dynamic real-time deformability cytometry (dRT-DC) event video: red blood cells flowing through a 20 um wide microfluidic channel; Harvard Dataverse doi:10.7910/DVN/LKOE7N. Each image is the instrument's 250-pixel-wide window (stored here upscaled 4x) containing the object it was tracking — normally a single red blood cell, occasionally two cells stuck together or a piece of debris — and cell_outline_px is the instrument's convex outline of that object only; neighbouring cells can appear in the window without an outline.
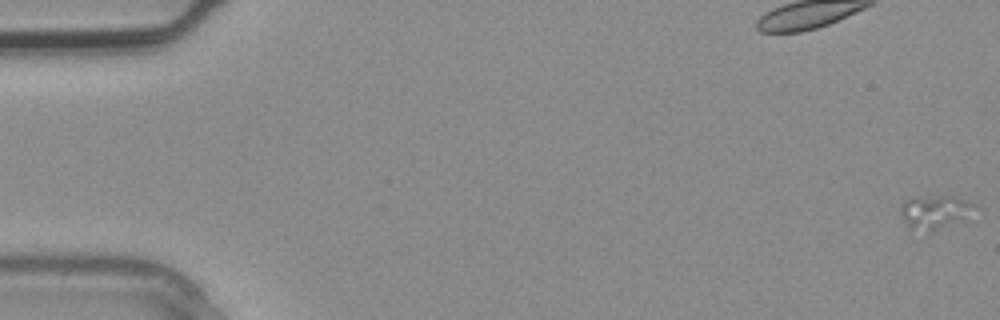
{"species": "common noctule bat (a hibernating species)", "species_latin": "Nyctalus noctula", "temperature_condition": "warm", "stored_images_in_passage": 4, "camera_frame_rate_fps": 3000, "um_per_image_px": 0.085, "animal": {"sex": "male", "body_mass_g": 20.4}, "frame": {"image": 1, "passage_image": 1, "time_ms": 0.0, "image_size_px": [1000, 320], "cell_outline_px": [[976, 204], [960, 220], [928, 236], [908, 228], [900, 212], [900, 204], [904, 200], [940, 196], [956, 196]], "centroid_in_image_um": [79.37, 18.09], "position_along_channel_um": 5.6, "area_um2": 14.57}}
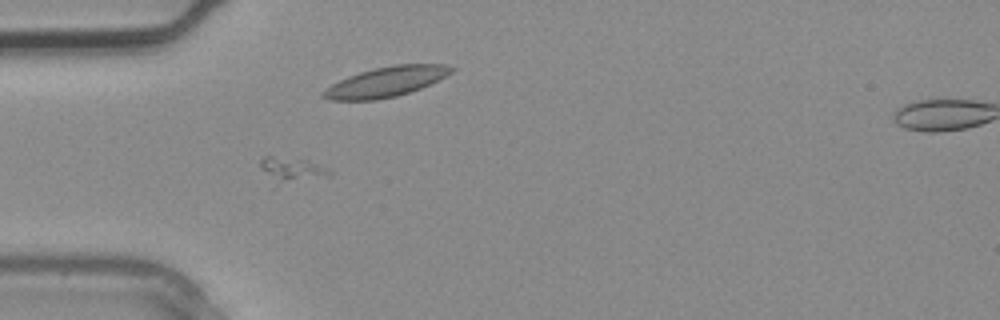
{"frame": {"image": 2, "passage_image": 4, "time_ms": 1.0, "image_size_px": [1000, 320], "cell_outline_px": [[332, 176], [276, 184], [260, 168], [260, 160], [264, 156], [272, 156], [308, 160], [332, 168]], "centroid_in_image_um": [24.87, 14.4], "position_along_channel_um": 60.1, "area_um2": 10.06}}